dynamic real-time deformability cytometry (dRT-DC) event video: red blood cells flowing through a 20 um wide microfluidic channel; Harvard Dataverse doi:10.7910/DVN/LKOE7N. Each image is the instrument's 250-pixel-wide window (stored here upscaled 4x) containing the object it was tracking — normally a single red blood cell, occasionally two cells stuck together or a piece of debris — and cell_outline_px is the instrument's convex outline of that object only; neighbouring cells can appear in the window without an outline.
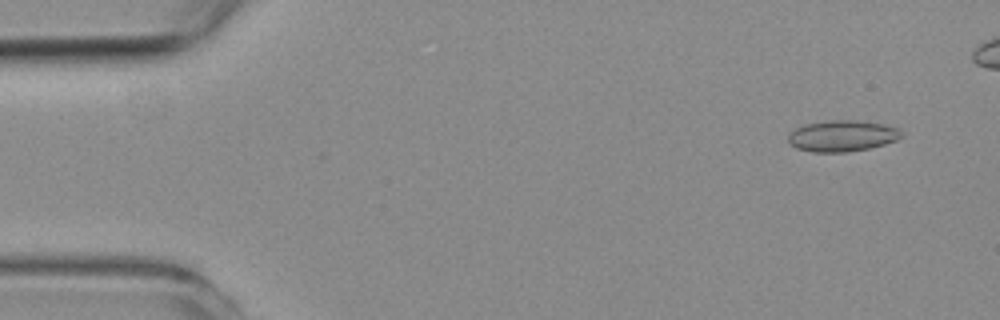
{"species": "common noctule bat (a hibernating species)", "species_latin": "Nyctalus noctula", "temperature_condition": "room temperature", "stored_images_in_passage": 48, "camera_frame_rate_fps": 3000, "um_per_image_px": 0.085, "animal": {"sex": "female", "body_mass_g": 19.3, "forearm_length_mm": 54.1}, "frame": {"image": 1, "passage_image": 2, "time_ms": 0.333, "image_size_px": [1000, 320], "cell_outline_px": [[904, 136], [896, 140], [884, 144], [868, 148], [844, 152], [812, 152], [796, 148], [788, 140], [788, 136], [796, 128], [804, 124], [828, 120], [856, 120], [884, 124], [900, 128]], "centroid_in_image_um": [71.62, 11.54], "position_along_channel_um": 13.4, "area_um2": 20.58}}
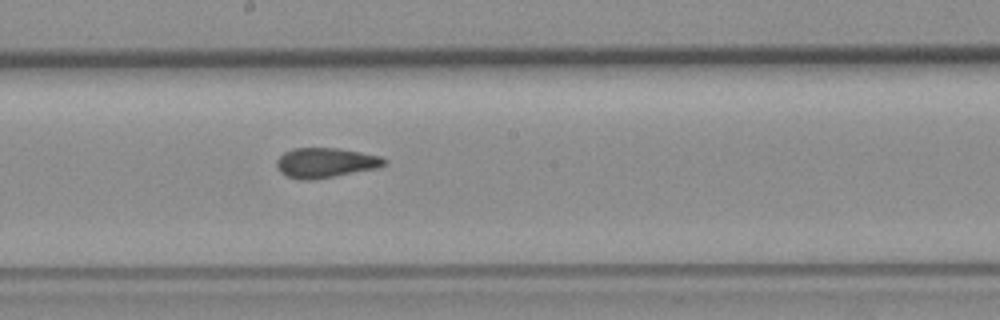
{"frame": {"image": 2, "passage_image": 28, "time_ms": 9.0, "image_size_px": [1000, 320], "cell_outline_px": [[388, 160], [384, 164], [376, 168], [332, 176], [308, 180], [300, 180], [284, 176], [276, 168], [276, 160], [284, 152], [292, 148], [340, 148], [380, 156]], "centroid_in_image_um": [27.6, 13.82], "position_along_channel_um": 220.6, "area_um2": 18.67}}
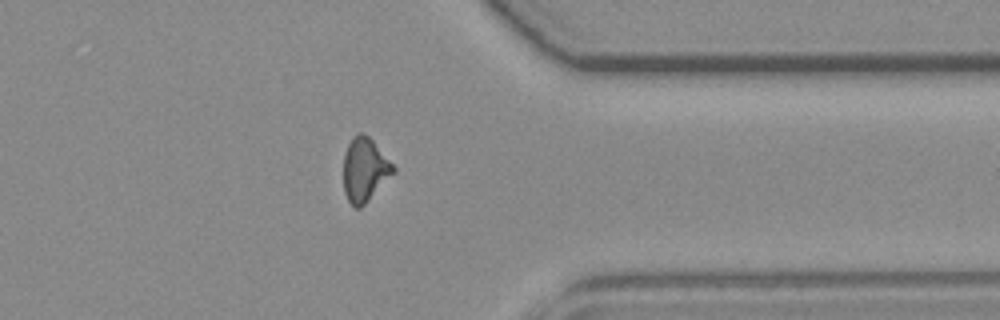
{"frame": {"image": 3, "passage_image": 42, "time_ms": 13.667, "image_size_px": [1000, 320], "cell_outline_px": [[396, 172], [360, 208], [356, 208], [348, 200], [344, 192], [344, 152], [352, 136], [356, 132], [364, 132], [372, 140], [396, 168]], "centroid_in_image_um": [31.0, 14.4], "position_along_channel_um": 380.4, "area_um2": 18.5}}